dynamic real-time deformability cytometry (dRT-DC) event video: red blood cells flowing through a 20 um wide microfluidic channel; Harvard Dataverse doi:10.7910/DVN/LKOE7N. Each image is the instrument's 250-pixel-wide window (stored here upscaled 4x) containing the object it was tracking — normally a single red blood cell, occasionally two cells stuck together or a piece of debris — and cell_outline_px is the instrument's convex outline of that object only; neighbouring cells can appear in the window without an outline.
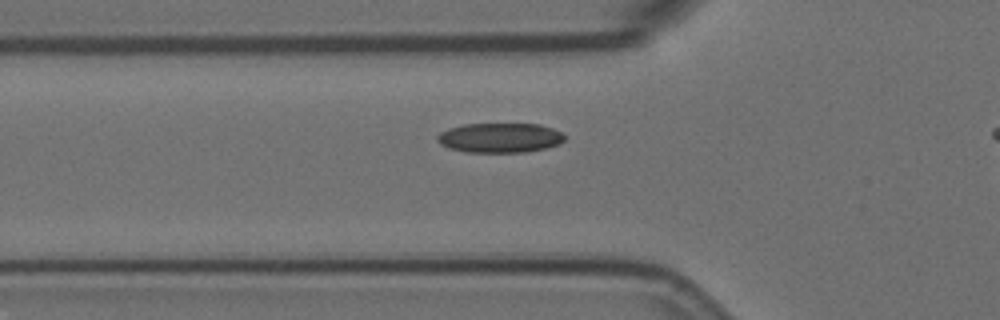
{"species": "Egyptian fruit bat (a non-hibernating species)", "species_latin": "Rousettus aegyptiacus", "temperature_condition": "room temperature", "stored_images_in_passage": 42, "camera_frame_rate_fps": 3000, "um_per_image_px": 0.085, "animal": {"sex": "female"}, "frame": {"image": 1, "passage_image": 12, "time_ms": 3.667, "image_size_px": [1000, 320], "cell_outline_px": [[564, 140], [560, 144], [544, 148], [524, 152], [464, 152], [448, 148], [440, 144], [436, 140], [436, 136], [440, 132], [448, 128], [464, 124], [540, 124], [552, 128], [560, 132], [564, 136]], "centroid_in_image_um": [42.44, 11.71], "position_along_channel_um": 83.4, "area_um2": 22.08}}
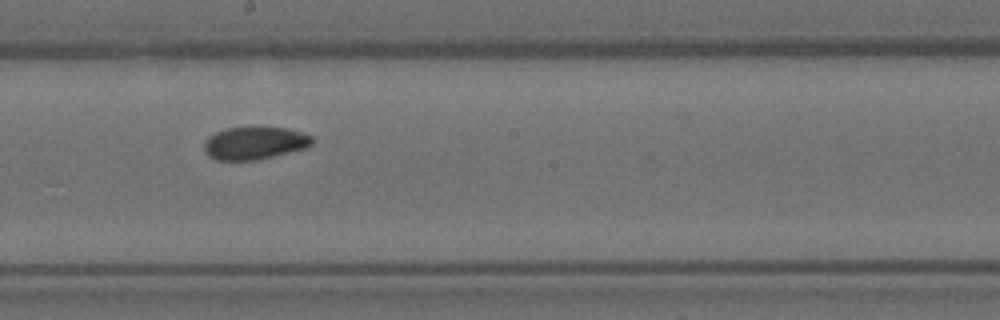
{"frame": {"image": 2, "passage_image": 24, "time_ms": 7.667, "image_size_px": [1000, 320], "cell_outline_px": [[312, 144], [304, 148], [256, 160], [216, 160], [208, 156], [204, 152], [204, 140], [208, 136], [216, 132], [228, 128], [288, 128], [312, 136]], "centroid_in_image_um": [21.58, 12.17], "position_along_channel_um": 226.6, "area_um2": 20.29}}
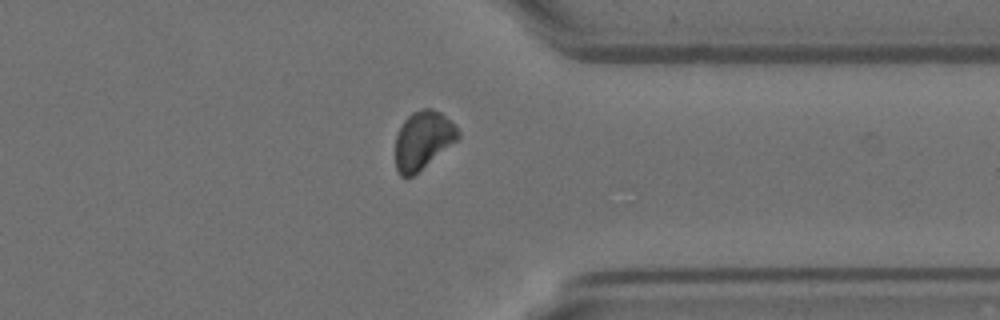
{"frame": {"image": 3, "passage_image": 37, "time_ms": 12.0, "image_size_px": [1000, 320], "cell_outline_px": [[460, 140], [412, 176], [400, 176], [396, 168], [396, 136], [404, 120], [412, 112], [424, 108], [432, 108], [440, 112], [456, 124], [460, 132]], "centroid_in_image_um": [36.0, 11.9], "position_along_channel_um": 375.4, "area_um2": 21.44}}